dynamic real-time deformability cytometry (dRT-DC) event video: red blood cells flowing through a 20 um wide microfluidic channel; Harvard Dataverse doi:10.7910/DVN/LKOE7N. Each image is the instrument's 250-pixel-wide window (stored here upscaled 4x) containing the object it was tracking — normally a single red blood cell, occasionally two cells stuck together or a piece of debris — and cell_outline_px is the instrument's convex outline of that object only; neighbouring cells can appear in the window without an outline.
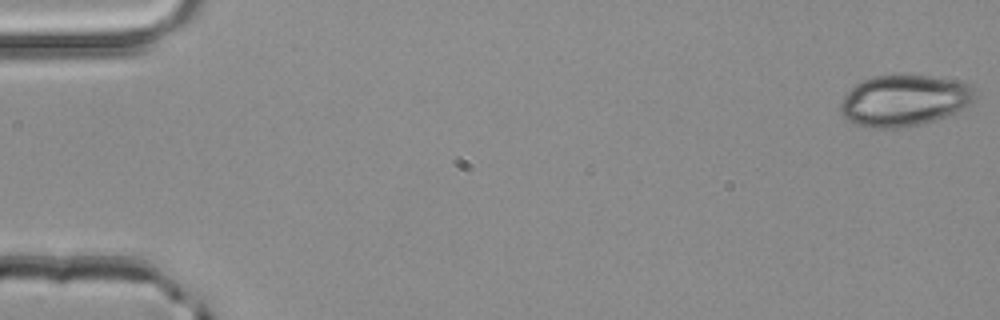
{"species": "common noctule bat (a hibernating species)", "species_latin": "Nyctalus noctula", "temperature_condition": "room temperature", "stored_images_in_passage": 38, "camera_frame_rate_fps": 3000, "um_per_image_px": 0.085, "animal": {"sex": "male", "body_mass_g": 20.4}, "frame": {"image": 1, "passage_image": 1, "time_ms": 0.0, "image_size_px": [1000, 320], "cell_outline_px": [[980, 96], [968, 104], [936, 120], [924, 124], [900, 128], [864, 128], [848, 120], [840, 112], [840, 104], [844, 96], [856, 84], [864, 80], [876, 76], [900, 72], [960, 80], [968, 84]], "centroid_in_image_um": [76.86, 8.52], "position_along_channel_um": 8.1, "area_um2": 40.81}}
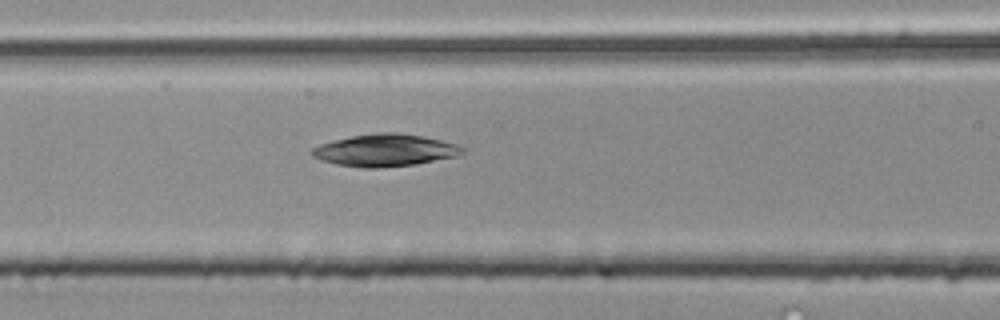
{"frame": {"image": 2, "passage_image": 22, "time_ms": 7.0, "image_size_px": [1000, 320], "cell_outline_px": [[468, 148], [464, 152], [456, 156], [416, 164], [376, 168], [364, 168], [336, 164], [320, 160], [312, 156], [312, 148], [320, 144], [332, 140], [352, 136], [376, 132], [396, 132], [424, 136], [456, 144]], "centroid_in_image_um": [32.73, 12.76], "position_along_channel_um": 133.9, "area_um2": 28.32}}
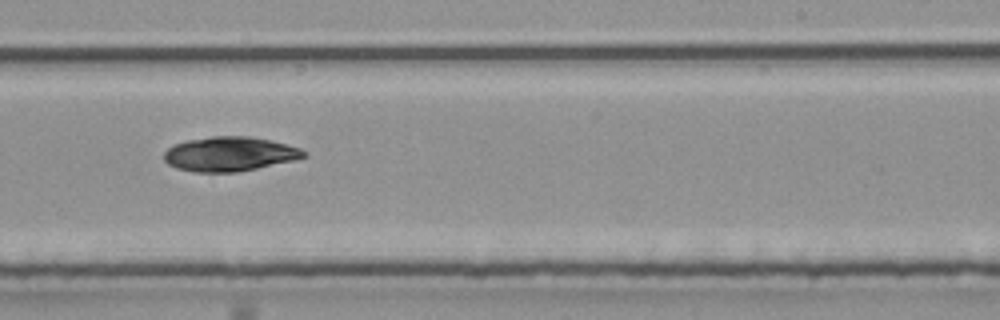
{"frame": {"image": 3, "passage_image": 32, "time_ms": 10.333, "image_size_px": [1000, 320], "cell_outline_px": [[308, 156], [292, 160], [256, 168], [236, 172], [192, 172], [176, 168], [168, 164], [164, 160], [164, 152], [172, 144], [188, 140], [212, 136], [248, 136], [272, 140], [300, 148], [308, 152]], "centroid_in_image_um": [19.49, 13.08], "position_along_channel_um": 269.5, "area_um2": 28.09}}